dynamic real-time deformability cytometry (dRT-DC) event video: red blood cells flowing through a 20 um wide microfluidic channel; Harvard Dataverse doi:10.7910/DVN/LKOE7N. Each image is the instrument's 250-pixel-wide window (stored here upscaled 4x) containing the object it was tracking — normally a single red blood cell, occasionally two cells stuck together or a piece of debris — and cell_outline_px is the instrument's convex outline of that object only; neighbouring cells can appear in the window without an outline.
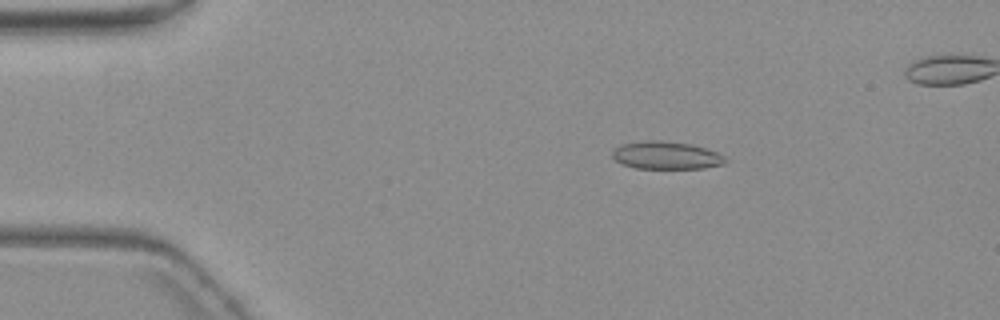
{"species": "common noctule bat (a hibernating species)", "species_latin": "Nyctalus noctula", "temperature_condition": "warm", "stored_images_in_passage": 5, "camera_frame_rate_fps": 3000, "um_per_image_px": 0.085, "animal": {"sex": "female", "body_mass_g": 19.3, "forearm_length_mm": 54.1}, "frame": {"image": 1, "passage_image": 3, "time_ms": 2.333, "image_size_px": [1000, 320], "cell_outline_px": [[728, 160], [724, 164], [704, 168], [636, 168], [620, 164], [612, 156], [612, 152], [620, 144], [644, 140], [656, 140], [692, 144], [716, 152], [724, 156]], "centroid_in_image_um": [56.61, 13.2], "position_along_channel_um": 28.4, "area_um2": 18.26}}